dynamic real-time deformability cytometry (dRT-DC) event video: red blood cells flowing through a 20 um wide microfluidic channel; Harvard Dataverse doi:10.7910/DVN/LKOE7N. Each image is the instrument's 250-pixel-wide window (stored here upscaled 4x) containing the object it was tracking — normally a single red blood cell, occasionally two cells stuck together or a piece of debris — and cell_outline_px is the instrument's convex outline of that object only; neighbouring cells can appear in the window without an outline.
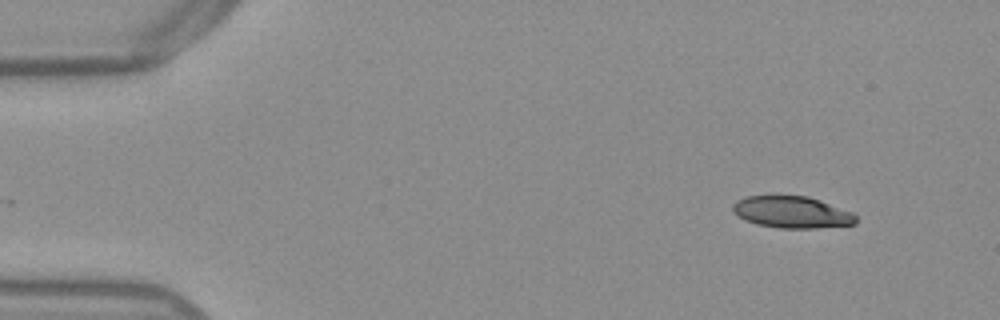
{"species": "Egyptian fruit bat (a non-hibernating species)", "species_latin": "Rousettus aegyptiacus", "temperature_condition": "warm", "stored_images_in_passage": 19, "camera_frame_rate_fps": 3000, "um_per_image_px": 0.085, "frame": {"image": 1, "passage_image": 1, "time_ms": 0.0, "image_size_px": [1000, 320], "cell_outline_px": [[856, 224], [816, 228], [780, 228], [756, 224], [744, 220], [732, 208], [732, 204], [736, 200], [748, 196], [808, 196], [820, 200], [852, 212], [856, 216]], "centroid_in_image_um": [67.32, 18.04], "position_along_channel_um": 17.7, "area_um2": 22.66}}
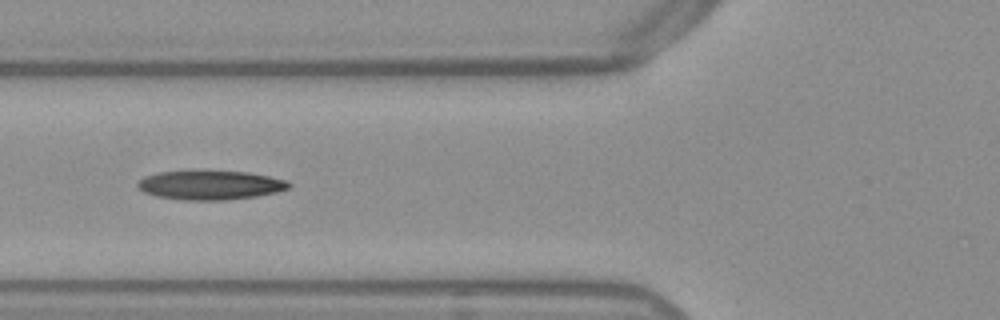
{"frame": {"image": 2, "passage_image": 16, "time_ms": 5.0, "image_size_px": [1000, 320], "cell_outline_px": [[292, 188], [276, 192], [256, 196], [224, 200], [184, 200], [156, 196], [144, 192], [136, 184], [144, 176], [156, 172], [204, 168], [248, 172], [288, 180], [292, 184]], "centroid_in_image_um": [17.88, 15.68], "position_along_channel_um": 107.9, "area_um2": 26.7}}
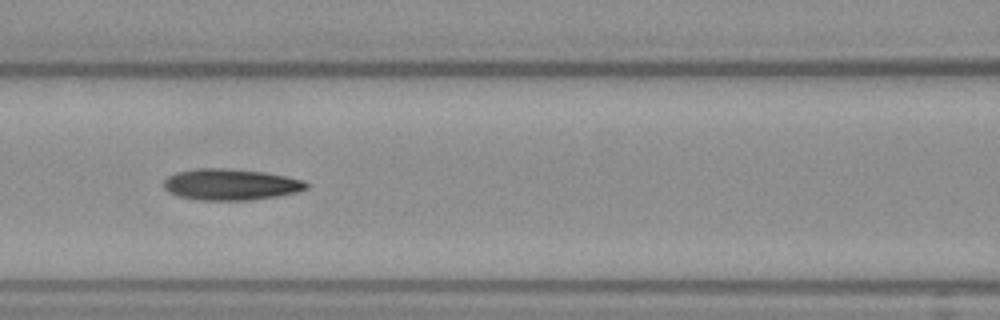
{"frame": {"image": 3, "passage_image": 19, "time_ms": 6.0, "image_size_px": [1000, 320], "cell_outline_px": [[308, 188], [296, 192], [276, 196], [248, 200], [196, 200], [176, 196], [168, 192], [164, 188], [164, 180], [168, 176], [176, 172], [196, 168], [220, 168], [264, 172], [304, 180], [308, 184]], "centroid_in_image_um": [19.56, 15.68], "position_along_channel_um": 147.0, "area_um2": 25.95}}